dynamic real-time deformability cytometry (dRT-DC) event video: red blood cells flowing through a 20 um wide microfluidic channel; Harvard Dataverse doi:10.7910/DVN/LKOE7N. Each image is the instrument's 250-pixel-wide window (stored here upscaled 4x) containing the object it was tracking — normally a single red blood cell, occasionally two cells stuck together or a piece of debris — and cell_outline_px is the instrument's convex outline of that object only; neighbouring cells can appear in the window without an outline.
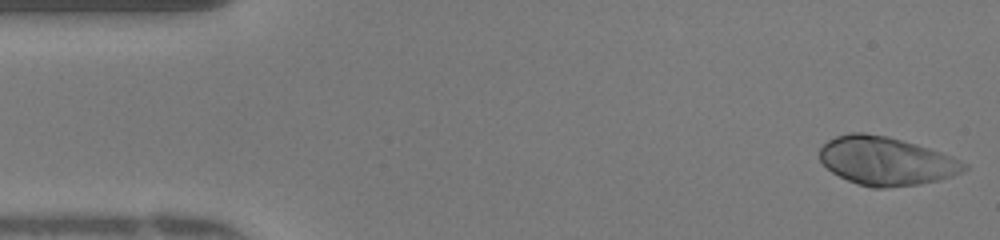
{"species": "human", "species_latin": "Homo sapiens", "temperature_condition": "warm", "stored_images_in_passage": 47, "camera_frame_rate_fps": 3000, "um_per_image_px": 0.085, "donor": {"sex": "female"}, "frame": {"image": 1, "passage_image": 1, "time_ms": 0.0, "image_size_px": [1000, 240], "cell_outline_px": [[968, 168], [952, 176], [940, 180], [920, 184], [884, 188], [872, 188], [848, 180], [832, 172], [820, 160], [820, 148], [828, 140], [836, 136], [848, 132], [864, 132], [888, 136], [916, 144], [952, 156], [968, 164]], "centroid_in_image_um": [75.32, 13.68], "position_along_channel_um": 9.7, "area_um2": 40.69}}
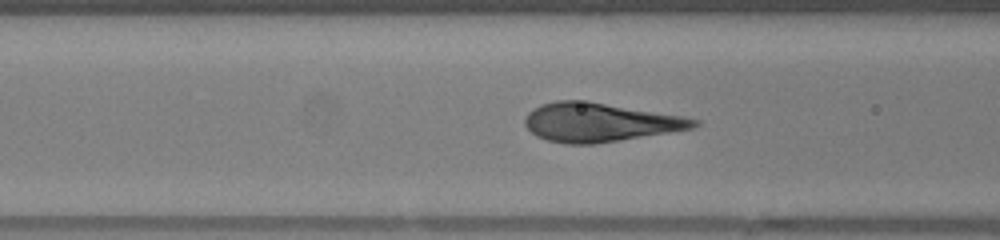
{"frame": {"image": 2, "passage_image": 17, "time_ms": 5.333, "image_size_px": [1000, 240], "cell_outline_px": [[700, 124], [692, 128], [596, 144], [564, 144], [548, 140], [536, 136], [524, 124], [524, 116], [528, 112], [540, 104], [556, 100], [588, 100], [680, 116], [700, 120]], "centroid_in_image_um": [50.91, 10.39], "position_along_channel_um": 115.7, "area_um2": 38.15}}
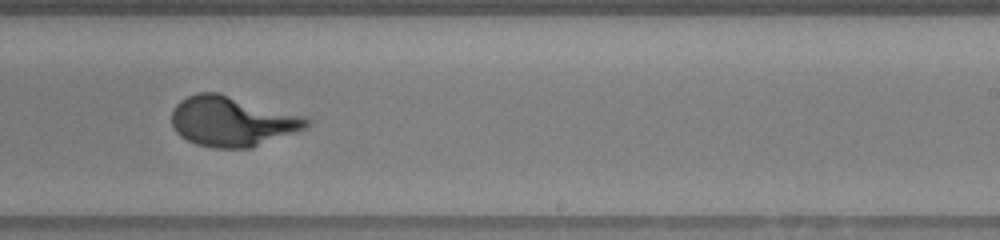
{"frame": {"image": 3, "passage_image": 28, "time_ms": 9.0, "image_size_px": [1000, 240], "cell_outline_px": [[312, 120], [304, 128], [252, 148], [212, 148], [196, 144], [180, 136], [172, 128], [172, 112], [176, 104], [180, 100], [188, 96], [200, 92], [216, 92], [304, 116]], "centroid_in_image_um": [19.68, 10.32], "position_along_channel_um": 269.3, "area_um2": 39.02}}